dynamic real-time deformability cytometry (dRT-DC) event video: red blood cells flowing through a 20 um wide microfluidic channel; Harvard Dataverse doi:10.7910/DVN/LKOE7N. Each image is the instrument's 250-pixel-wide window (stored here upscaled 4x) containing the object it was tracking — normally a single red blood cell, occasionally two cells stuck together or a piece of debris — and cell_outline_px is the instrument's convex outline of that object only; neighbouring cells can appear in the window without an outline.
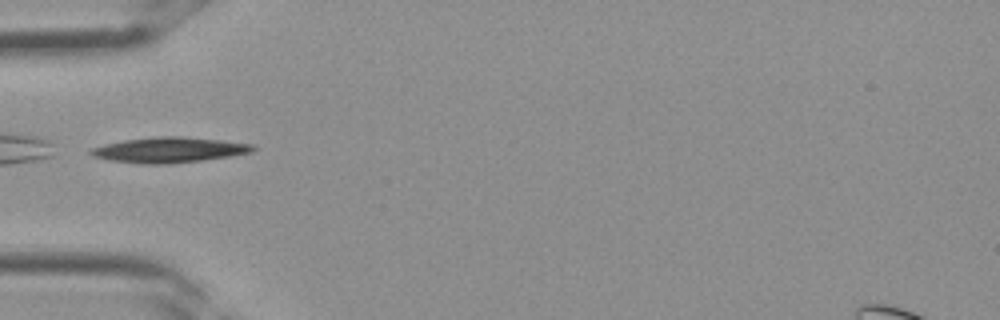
{"species": "Egyptian fruit bat (a non-hibernating species)", "species_latin": "Rousettus aegyptiacus", "temperature_condition": "room temperature", "stored_images_in_passage": 2, "camera_frame_rate_fps": 3000, "um_per_image_px": 0.085, "frame": {"image": 1, "passage_image": 2, "time_ms": 0.333, "image_size_px": [1000, 320], "cell_outline_px": [[256, 148], [252, 152], [228, 156], [200, 160], [168, 164], [140, 164], [108, 160], [92, 156], [88, 152], [92, 148], [104, 144], [124, 140], [160, 136], [180, 136], [220, 140], [252, 144]], "centroid_in_image_um": [14.33, 12.74], "position_along_channel_um": 70.7, "area_um2": 23.81}}